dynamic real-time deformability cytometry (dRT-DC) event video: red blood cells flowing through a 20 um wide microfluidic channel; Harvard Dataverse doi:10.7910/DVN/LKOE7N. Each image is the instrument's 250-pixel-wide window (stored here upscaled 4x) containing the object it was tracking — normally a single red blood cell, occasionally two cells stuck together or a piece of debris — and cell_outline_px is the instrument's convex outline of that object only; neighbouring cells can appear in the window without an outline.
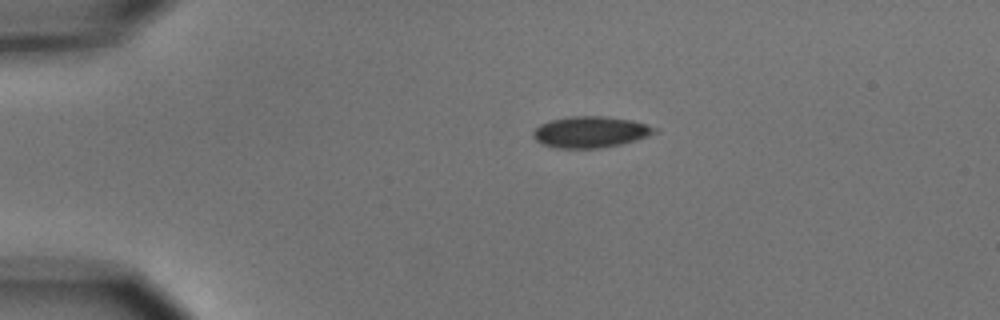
{"species": "common noctule bat (a hibernating species)", "species_latin": "Nyctalus noctula", "temperature_condition": "cold", "stored_images_in_passage": 4, "camera_frame_rate_fps": 3000, "um_per_image_px": 0.085, "animal": {"sex": "male", "body_mass_g": 15.6}, "frame": {"image": 1, "passage_image": 1, "time_ms": 0.0, "image_size_px": [1000, 320], "cell_outline_px": [[660, 132], [648, 136], [620, 144], [600, 148], [552, 148], [540, 144], [532, 136], [532, 132], [540, 124], [552, 120], [572, 116], [604, 116], [632, 120], [660, 128]], "centroid_in_image_um": [50.2, 11.22], "position_along_channel_um": 34.8, "area_um2": 22.31}}